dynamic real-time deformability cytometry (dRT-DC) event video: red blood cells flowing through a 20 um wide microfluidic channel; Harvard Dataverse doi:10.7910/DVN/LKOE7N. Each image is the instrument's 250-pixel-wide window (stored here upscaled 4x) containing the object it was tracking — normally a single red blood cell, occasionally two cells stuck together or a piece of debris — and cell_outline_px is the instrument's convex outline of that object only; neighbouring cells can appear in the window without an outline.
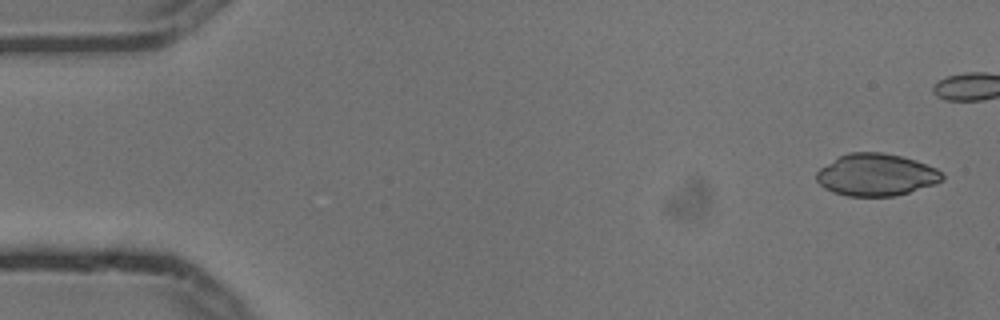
{"species": "common noctule bat (a hibernating species)", "species_latin": "Nyctalus noctula", "temperature_condition": "cold", "stored_images_in_passage": 9, "segment_of_instrument_passage": [1, 2], "camera_frame_rate_fps": 3000, "um_per_image_px": 0.085, "animal": {"sex": "male", "body_mass_g": 13.3}, "frame": {"image": 1, "passage_image": 1, "time_ms": 0.0, "image_size_px": [1000, 320], "cell_outline_px": [[944, 180], [936, 184], [896, 196], [848, 196], [832, 192], [824, 188], [816, 180], [816, 172], [820, 168], [840, 156], [848, 152], [880, 152], [900, 156], [916, 160], [936, 168], [944, 176]], "centroid_in_image_um": [74.48, 14.87], "position_along_channel_um": 10.5, "area_um2": 30.92}}